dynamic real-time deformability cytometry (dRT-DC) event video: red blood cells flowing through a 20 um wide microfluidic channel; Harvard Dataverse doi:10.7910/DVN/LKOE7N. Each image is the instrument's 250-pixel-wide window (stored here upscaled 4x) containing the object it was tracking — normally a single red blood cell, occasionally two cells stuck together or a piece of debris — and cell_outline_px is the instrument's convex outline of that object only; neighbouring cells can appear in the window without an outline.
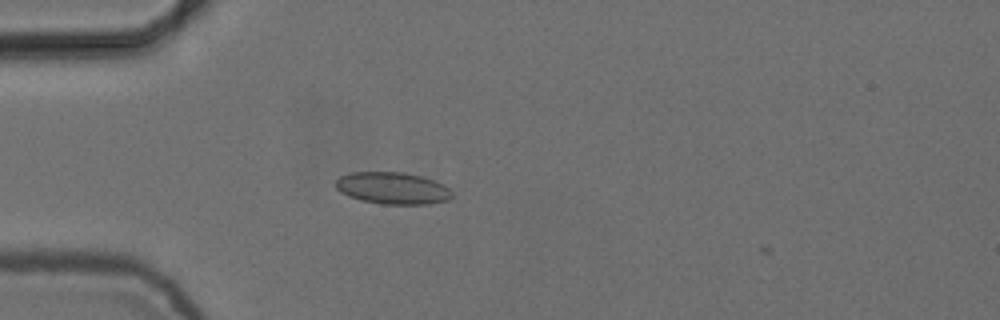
{"species": "common noctule bat (a hibernating species)", "species_latin": "Nyctalus noctula", "temperature_condition": "cold", "stored_images_in_passage": 2, "camera_frame_rate_fps": 3000, "um_per_image_px": 0.085, "animal": {"sex": "female", "body_mass_g": 24.6, "forearm_length_mm": 56.2}, "frame": {"image": 1, "passage_image": 1, "time_ms": 0.0, "image_size_px": [1000, 320], "cell_outline_px": [[452, 196], [448, 200], [428, 204], [380, 204], [360, 200], [348, 196], [340, 192], [336, 188], [336, 180], [340, 176], [352, 172], [404, 172], [420, 176], [444, 184], [452, 192]], "centroid_in_image_um": [33.35, 16.0], "position_along_channel_um": 51.6, "area_um2": 21.68}}